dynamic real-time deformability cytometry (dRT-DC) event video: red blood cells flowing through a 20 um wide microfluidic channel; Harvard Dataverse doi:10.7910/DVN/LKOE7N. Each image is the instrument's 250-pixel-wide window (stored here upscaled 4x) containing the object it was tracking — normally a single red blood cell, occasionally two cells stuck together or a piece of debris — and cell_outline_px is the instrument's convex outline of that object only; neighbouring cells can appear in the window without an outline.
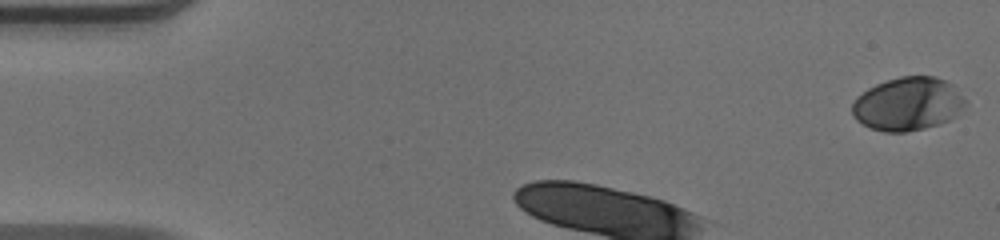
{"species": "human", "species_latin": "Homo sapiens", "temperature_condition": "warm", "stored_images_in_passage": 34, "camera_frame_rate_fps": 3000, "um_per_image_px": 0.085, "donor": {"sex": "male"}, "frame": {"image": 1, "passage_image": 1, "time_ms": 0.0, "image_size_px": [1000, 240], "cell_outline_px": [[964, 104], [956, 116], [940, 124], [908, 132], [884, 132], [872, 128], [856, 120], [852, 116], [852, 104], [856, 96], [868, 88], [876, 84], [900, 76], [936, 76], [952, 84], [964, 100]], "centroid_in_image_um": [77.13, 8.84], "position_along_channel_um": 7.9, "area_um2": 35.03}}
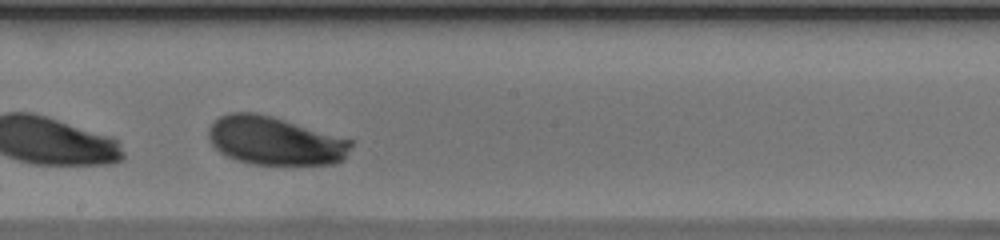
{"frame": {"image": 2, "passage_image": 20, "time_ms": 6.333, "image_size_px": [1000, 240], "cell_outline_px": [[352, 144], [344, 160], [336, 164], [252, 164], [236, 160], [220, 152], [212, 144], [208, 136], [208, 128], [220, 116], [228, 112], [256, 112], [272, 116], [352, 140]], "centroid_in_image_um": [23.36, 11.97], "position_along_channel_um": 224.8, "area_um2": 40.06}, "authors_computed_cell_mechanics": {"area_um2": 40.0554, "velocity_mm_per_s": 4.0516, "shape_relaxation_time_tau1_ms": 2.8902, "shape_relaxation_time_tau2_ms": null, "deformation_change_tau1": 0.1221, "deformation_change_tau2": null}}